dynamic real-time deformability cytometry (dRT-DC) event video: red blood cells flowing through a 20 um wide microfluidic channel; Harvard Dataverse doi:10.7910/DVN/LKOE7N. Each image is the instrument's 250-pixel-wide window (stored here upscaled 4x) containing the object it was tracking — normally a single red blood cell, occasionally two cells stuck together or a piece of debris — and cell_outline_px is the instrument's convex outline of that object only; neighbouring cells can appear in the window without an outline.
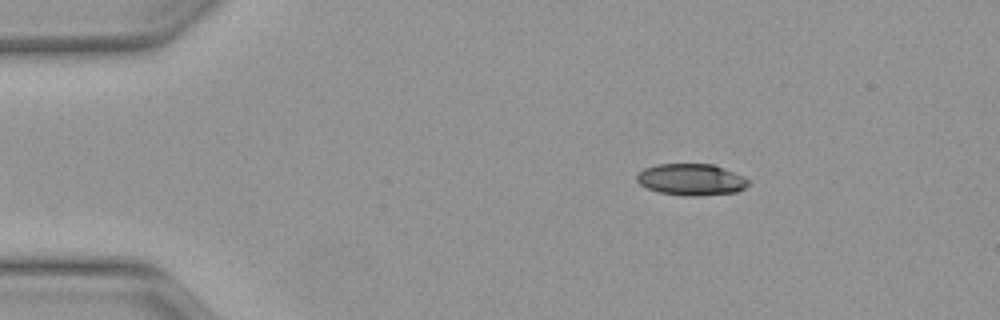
{"species": "Egyptian fruit bat (a non-hibernating species)", "species_latin": "Rousettus aegyptiacus", "temperature_condition": "warm", "stored_images_in_passage": 25, "camera_frame_rate_fps": 3000, "um_per_image_px": 0.085, "animal": {"sex": "female"}, "frame": {"image": 1, "passage_image": 1, "time_ms": 0.0, "image_size_px": [1000, 320], "cell_outline_px": [[748, 184], [744, 188], [736, 192], [696, 196], [688, 196], [660, 192], [648, 188], [640, 184], [636, 180], [636, 176], [644, 168], [656, 164], [712, 164], [744, 176], [748, 180]], "centroid_in_image_um": [58.74, 15.26], "position_along_channel_um": 26.3, "area_um2": 20.35}}
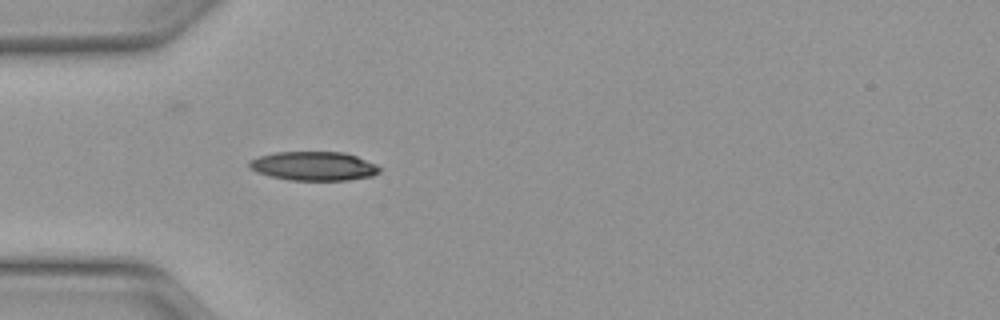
{"frame": {"image": 2, "passage_image": 8, "time_ms": 2.333, "image_size_px": [1000, 320], "cell_outline_px": [[384, 168], [380, 172], [372, 176], [348, 180], [292, 180], [272, 176], [256, 172], [248, 168], [248, 160], [260, 156], [276, 152], [344, 152], [356, 156], [376, 164]], "centroid_in_image_um": [26.68, 14.11], "position_along_channel_um": 58.3, "area_um2": 22.08}}
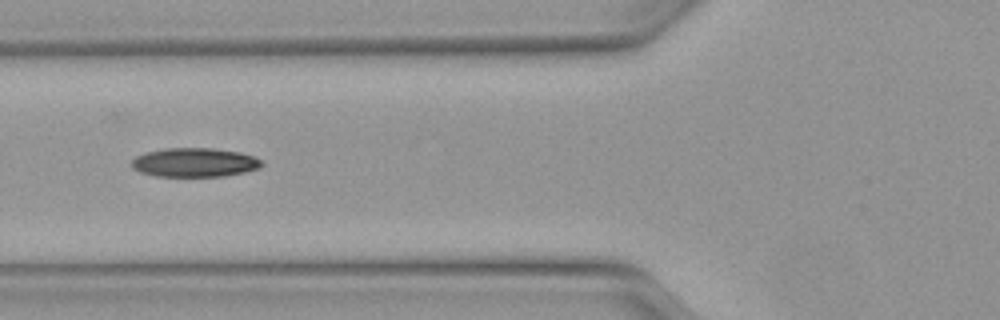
{"frame": {"image": 3, "passage_image": 12, "time_ms": 3.667, "image_size_px": [1000, 320], "cell_outline_px": [[264, 164], [260, 168], [244, 172], [224, 176], [156, 176], [140, 172], [132, 168], [132, 160], [136, 156], [144, 152], [164, 148], [212, 148], [240, 152], [252, 156], [260, 160]], "centroid_in_image_um": [16.52, 13.8], "position_along_channel_um": 109.3, "area_um2": 22.02}}